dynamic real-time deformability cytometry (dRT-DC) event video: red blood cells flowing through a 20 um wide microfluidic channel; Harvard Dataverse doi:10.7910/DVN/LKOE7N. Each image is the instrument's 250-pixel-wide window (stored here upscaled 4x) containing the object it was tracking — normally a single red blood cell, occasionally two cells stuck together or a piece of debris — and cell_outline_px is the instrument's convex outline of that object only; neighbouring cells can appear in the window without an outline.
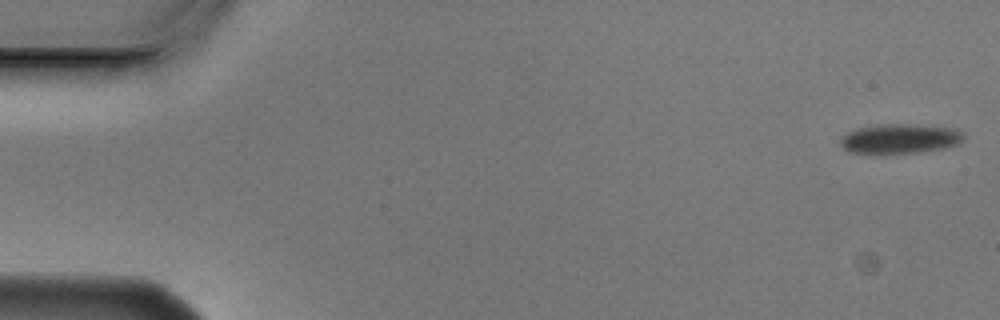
{"species": "Egyptian fruit bat (a non-hibernating species)", "species_latin": "Rousettus aegyptiacus", "temperature_condition": "cold", "stored_images_in_passage": 5, "camera_frame_rate_fps": 3000, "um_per_image_px": 0.085, "animal": {"sex": "male"}, "frame": {"image": 1, "passage_image": 1, "time_ms": 0.0, "image_size_px": [1000, 320], "cell_outline_px": [[964, 140], [956, 144], [944, 148], [916, 152], [848, 152], [840, 144], [840, 140], [848, 132], [856, 128], [880, 124], [920, 124], [956, 128], [964, 132]], "centroid_in_image_um": [76.55, 11.75], "position_along_channel_um": 8.4, "area_um2": 21.1}}
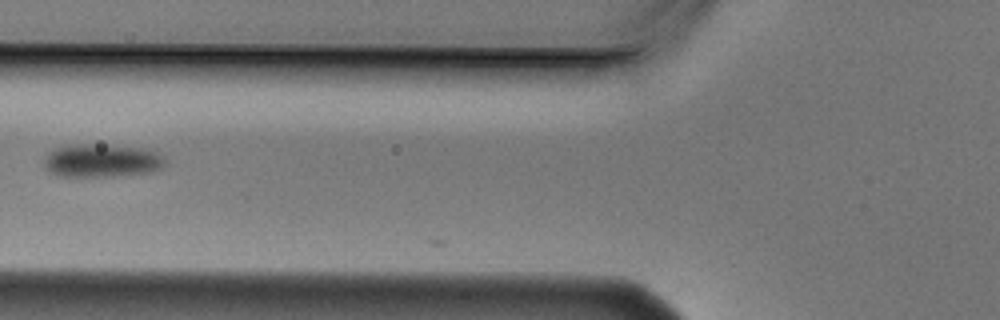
{"frame": {"image": 2, "passage_image": 5, "time_ms": 1.333, "image_size_px": [1000, 320], "cell_outline_px": [[168, 164], [152, 172], [112, 176], [60, 176], [44, 168], [44, 156], [52, 148], [64, 144], [92, 144], [148, 148], [164, 156]], "centroid_in_image_um": [8.65, 13.63], "position_along_channel_um": 117.2, "area_um2": 23.87}}